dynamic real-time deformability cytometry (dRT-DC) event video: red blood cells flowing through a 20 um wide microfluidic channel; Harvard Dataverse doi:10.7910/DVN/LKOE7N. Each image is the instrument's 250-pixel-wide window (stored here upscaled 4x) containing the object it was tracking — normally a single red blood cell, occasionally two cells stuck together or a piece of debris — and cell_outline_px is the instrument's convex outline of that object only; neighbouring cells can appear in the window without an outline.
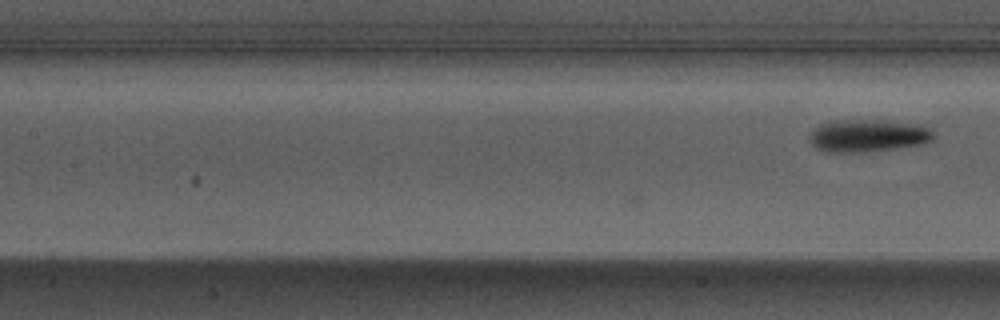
{"species": "Egyptian fruit bat (a non-hibernating species)", "species_latin": "Rousettus aegyptiacus", "temperature_condition": "warm", "stored_images_in_passage": 8, "camera_frame_rate_fps": 3000, "um_per_image_px": 0.085, "animal": {"sex": "male"}, "frame": {"image": 1, "passage_image": 8, "time_ms": 2.333, "image_size_px": [1000, 320], "cell_outline_px": [[936, 136], [932, 140], [920, 144], [864, 152], [824, 152], [816, 148], [808, 140], [808, 136], [820, 124], [832, 120], [888, 120], [928, 124], [932, 128]], "centroid_in_image_um": [73.83, 11.5], "position_along_channel_um": 133.6, "area_um2": 23.99}}